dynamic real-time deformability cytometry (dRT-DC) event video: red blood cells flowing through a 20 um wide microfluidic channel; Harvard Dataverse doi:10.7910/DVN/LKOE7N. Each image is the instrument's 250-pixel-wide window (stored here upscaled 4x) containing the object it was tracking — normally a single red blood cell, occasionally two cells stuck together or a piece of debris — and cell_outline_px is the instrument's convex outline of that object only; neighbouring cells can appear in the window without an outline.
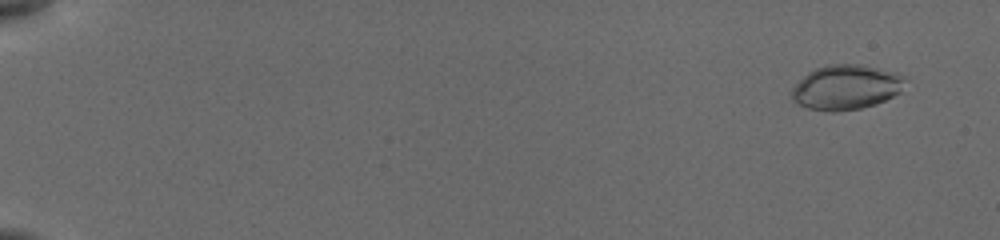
{"species": "common noctule bat (a hibernating species)", "species_latin": "Nyctalus noctula", "temperature_condition": "cold", "stored_images_in_passage": 42, "camera_frame_rate_fps": 3000, "um_per_image_px": 0.085, "animal": {"sex": "female", "body_mass_g": 19.5, "forearm_length_mm": 54.1}, "frame": {"image": 1, "passage_image": 4, "time_ms": 1.0, "image_size_px": [1000, 240], "cell_outline_px": [[908, 76], [900, 92], [876, 104], [860, 108], [832, 112], [808, 108], [792, 100], [792, 88], [808, 72], [816, 68], [828, 64], [860, 64], [896, 72]], "centroid_in_image_um": [71.95, 7.4], "position_along_channel_um": 13.1, "area_um2": 29.54}}
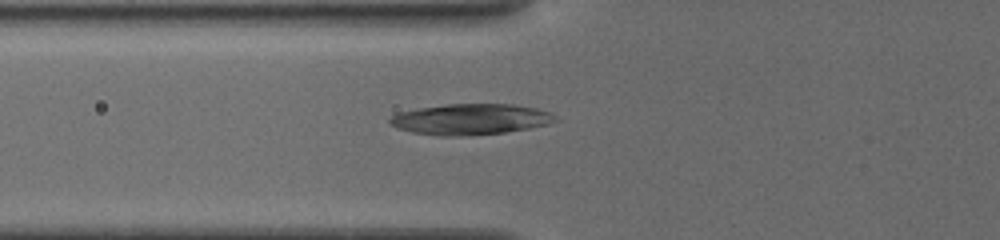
{"frame": {"image": 2, "passage_image": 31, "time_ms": 7.333, "image_size_px": [1000, 240], "cell_outline_px": [[560, 120], [548, 124], [528, 128], [504, 132], [460, 136], [440, 136], [412, 132], [396, 128], [388, 124], [388, 120], [392, 116], [400, 112], [420, 108], [448, 104], [512, 104], [536, 108], [548, 112], [556, 116]], "centroid_in_image_um": [39.98, 10.14], "position_along_channel_um": 85.8, "area_um2": 29.65}}
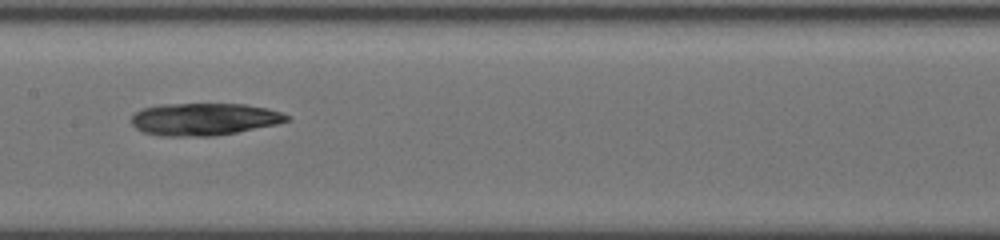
{"frame": {"image": 3, "passage_image": 41, "time_ms": 10.0, "image_size_px": [1000, 240], "cell_outline_px": [[288, 120], [276, 124], [236, 132], [212, 136], [160, 136], [144, 132], [136, 128], [132, 124], [132, 116], [140, 108], [160, 104], [248, 104], [268, 108], [280, 112], [288, 116]], "centroid_in_image_um": [17.31, 10.12], "position_along_channel_um": 190.1, "area_um2": 29.19}}